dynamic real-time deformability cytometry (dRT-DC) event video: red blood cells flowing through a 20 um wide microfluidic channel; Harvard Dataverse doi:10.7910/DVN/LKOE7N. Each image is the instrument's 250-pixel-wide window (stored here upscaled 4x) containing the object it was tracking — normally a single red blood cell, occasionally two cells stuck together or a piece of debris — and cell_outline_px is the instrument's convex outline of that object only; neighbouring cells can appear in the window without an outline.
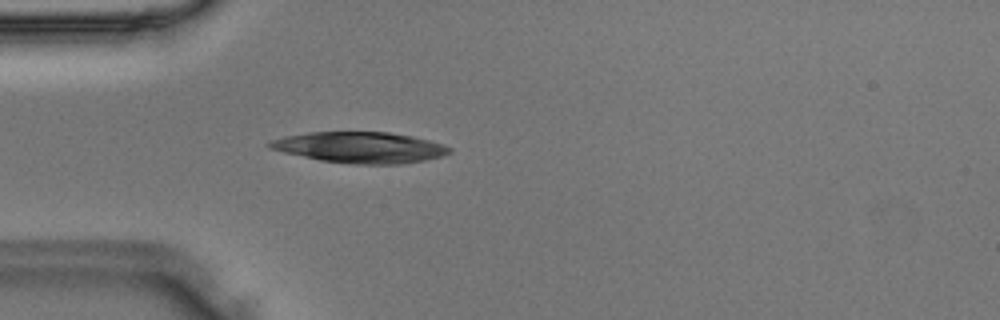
{"species": "Egyptian fruit bat (a non-hibernating species)", "species_latin": "Rousettus aegyptiacus", "temperature_condition": "room temperature", "stored_images_in_passage": 42, "camera_frame_rate_fps": 3000, "um_per_image_px": 0.085, "animal": {"sex": "male"}, "frame": {"image": 1, "passage_image": 8, "time_ms": 2.333, "image_size_px": [1000, 320], "cell_outline_px": [[452, 152], [440, 156], [424, 160], [400, 164], [356, 164], [320, 160], [284, 152], [268, 148], [264, 144], [272, 140], [288, 136], [308, 132], [388, 132], [412, 136], [444, 144], [452, 148]], "centroid_in_image_um": [30.62, 12.53], "position_along_channel_um": 54.4, "area_um2": 32.25}}
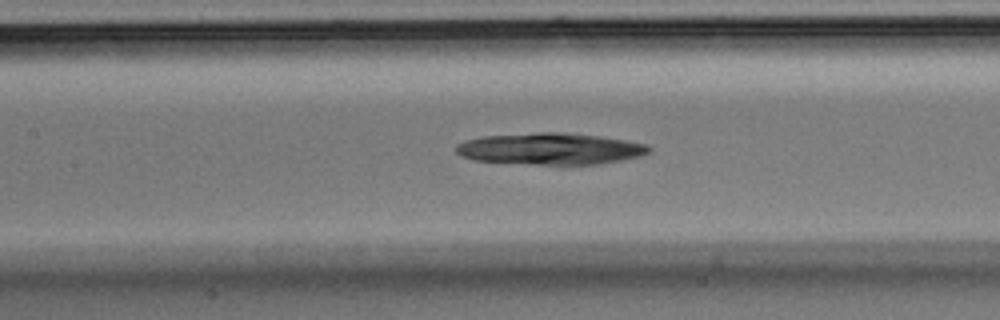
{"frame": {"image": 2, "passage_image": 16, "time_ms": 5.0, "image_size_px": [1000, 320], "cell_outline_px": [[652, 152], [640, 156], [620, 160], [596, 164], [532, 164], [472, 160], [460, 156], [456, 152], [456, 144], [464, 140], [484, 136], [540, 132], [560, 132], [600, 136], [648, 144], [652, 148]], "centroid_in_image_um": [46.76, 12.64], "position_along_channel_um": 160.6, "area_um2": 35.55}}
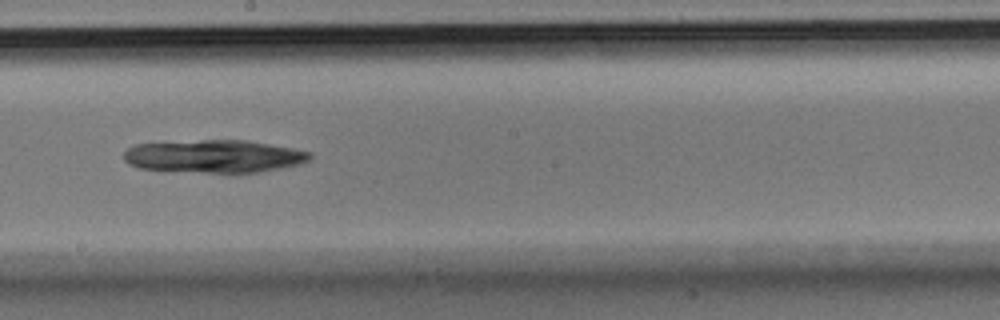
{"frame": {"image": 3, "passage_image": 21, "time_ms": 6.667, "image_size_px": [1000, 320], "cell_outline_px": [[312, 156], [308, 160], [300, 164], [280, 168], [256, 172], [204, 172], [140, 168], [128, 164], [124, 160], [124, 152], [128, 148], [136, 144], [204, 140], [244, 140], [292, 148], [312, 152]], "centroid_in_image_um": [18.21, 13.28], "position_along_channel_um": 230.0, "area_um2": 35.08}}